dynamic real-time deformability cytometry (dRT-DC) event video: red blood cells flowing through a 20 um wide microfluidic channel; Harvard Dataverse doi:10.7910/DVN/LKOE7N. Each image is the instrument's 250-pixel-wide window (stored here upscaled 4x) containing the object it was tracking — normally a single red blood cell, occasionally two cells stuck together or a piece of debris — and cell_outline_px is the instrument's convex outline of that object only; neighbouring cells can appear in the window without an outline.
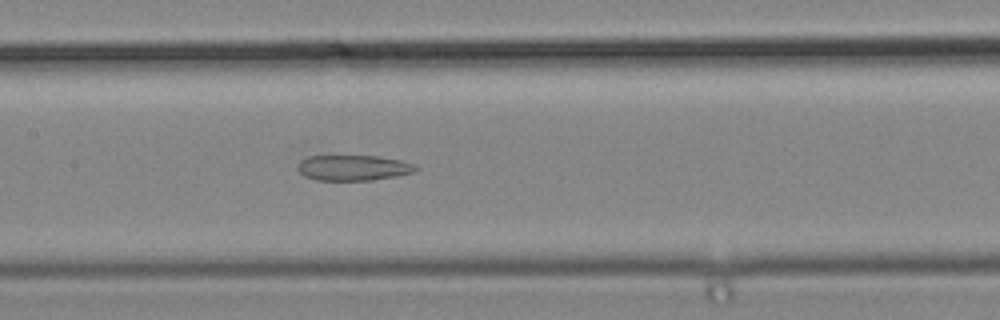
{"species": "common noctule bat (a hibernating species)", "species_latin": "Nyctalus noctula", "temperature_condition": "cold", "stored_images_in_passage": 46, "camera_frame_rate_fps": 3000, "um_per_image_px": 0.085, "animal": {"sex": "male", "body_mass_g": 19.2, "forearm_length_mm": 51.8}, "frame": {"image": 1, "passage_image": 20, "time_ms": 6.333, "image_size_px": [1000, 320], "cell_outline_px": [[420, 168], [416, 172], [396, 176], [372, 180], [316, 180], [304, 176], [300, 172], [300, 160], [308, 156], [376, 156], [400, 160], [416, 164]], "centroid_in_image_um": [30.1, 14.26], "position_along_channel_um": 177.3, "area_um2": 17.51}}
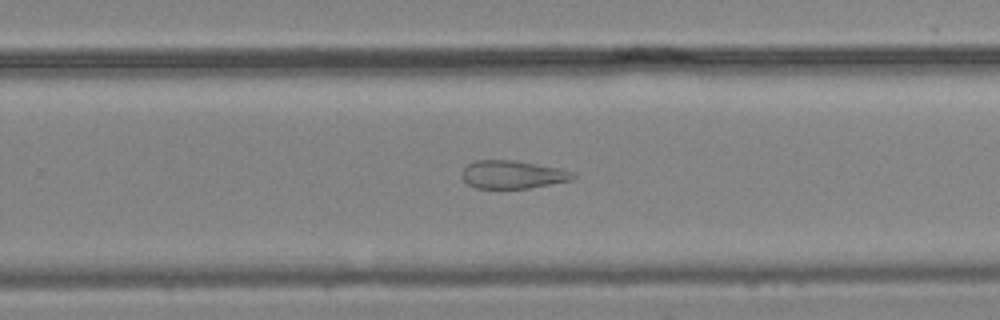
{"frame": {"image": 2, "passage_image": 28, "time_ms": 9.0, "image_size_px": [1000, 320], "cell_outline_px": [[576, 176], [572, 180], [528, 188], [476, 188], [468, 184], [460, 176], [460, 172], [468, 164], [476, 160], [516, 160], [560, 168], [576, 172]], "centroid_in_image_um": [43.58, 14.83], "position_along_channel_um": 286.2, "area_um2": 18.32}}
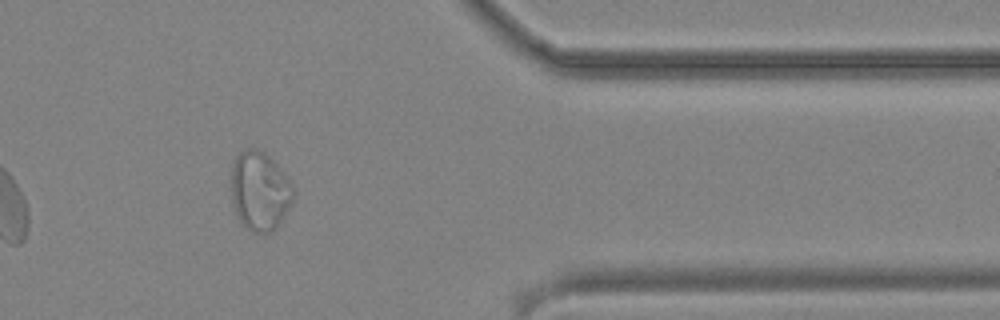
{"frame": {"image": 3, "passage_image": 37, "time_ms": 12.0, "image_size_px": [1000, 320], "cell_outline_px": [[292, 204], [276, 228], [272, 232], [252, 232], [236, 216], [232, 200], [232, 164], [236, 156], [244, 148], [256, 148], [264, 152], [284, 172], [292, 184]], "centroid_in_image_um": [22.07, 16.22], "position_along_channel_um": 389.3, "area_um2": 28.44}}